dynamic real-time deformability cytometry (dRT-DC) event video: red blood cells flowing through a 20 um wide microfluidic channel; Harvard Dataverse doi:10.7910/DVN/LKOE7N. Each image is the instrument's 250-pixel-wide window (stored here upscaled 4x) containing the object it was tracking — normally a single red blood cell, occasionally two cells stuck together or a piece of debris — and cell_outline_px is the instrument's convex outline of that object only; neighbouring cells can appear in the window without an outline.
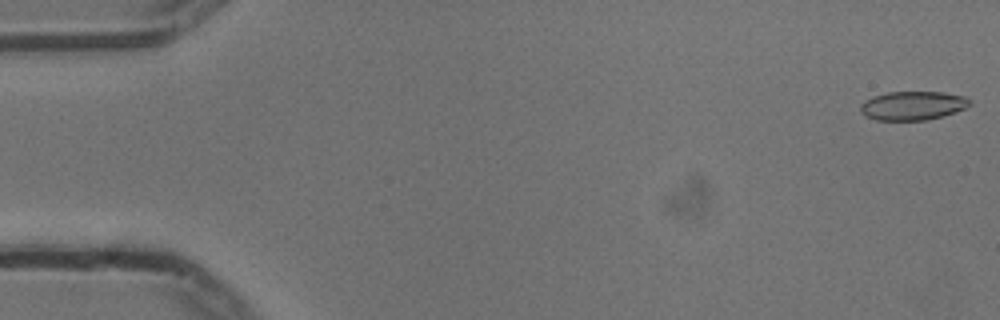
{"species": "common noctule bat (a hibernating species)", "species_latin": "Nyctalus noctula", "temperature_condition": "cold", "stored_images_in_passage": 55, "camera_frame_rate_fps": 3000, "um_per_image_px": 0.085, "animal": {"sex": "male", "body_mass_g": 13.3}, "frame": {"image": 1, "passage_image": 1, "time_ms": 0.0, "image_size_px": [1000, 320], "cell_outline_px": [[972, 104], [964, 108], [940, 116], [924, 120], [876, 120], [864, 116], [860, 112], [860, 104], [864, 100], [872, 96], [888, 92], [944, 92], [964, 96]], "centroid_in_image_um": [77.5, 8.97], "position_along_channel_um": 7.5, "area_um2": 18.26}}
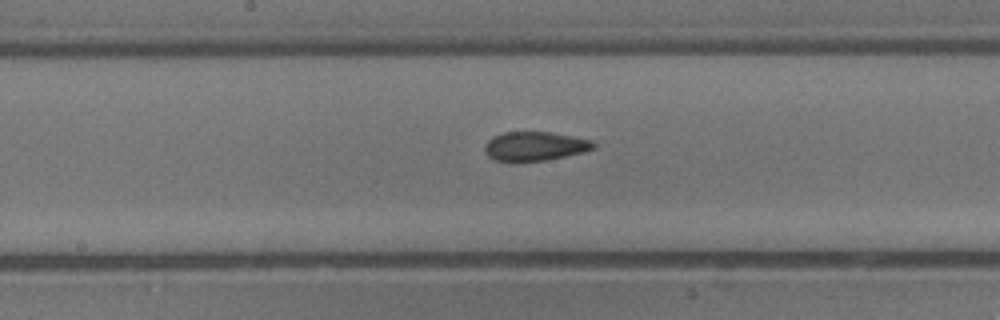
{"frame": {"image": 2, "passage_image": 28, "time_ms": 9.0, "image_size_px": [1000, 320], "cell_outline_px": [[596, 148], [584, 152], [548, 160], [512, 164], [496, 160], [488, 156], [484, 152], [484, 144], [492, 136], [504, 132], [548, 132], [592, 140], [596, 144]], "centroid_in_image_um": [45.41, 12.46], "position_along_channel_um": 202.8, "area_um2": 19.02}}
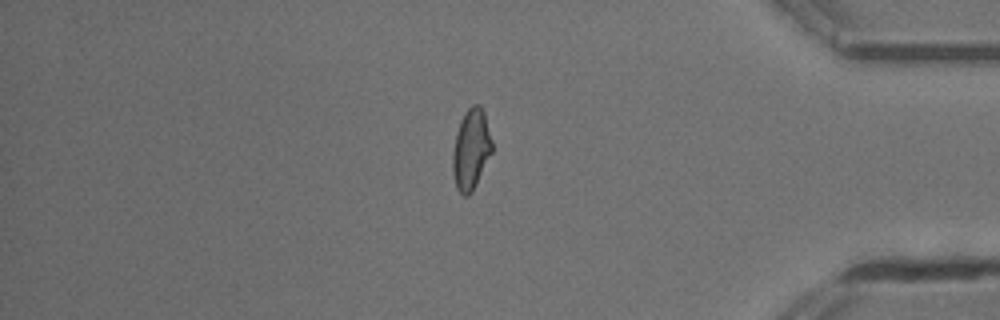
{"frame": {"image": 3, "passage_image": 46, "time_ms": 15.0, "image_size_px": [1000, 320], "cell_outline_px": [[492, 152], [472, 192], [468, 196], [464, 196], [456, 188], [452, 172], [452, 156], [456, 132], [460, 120], [464, 112], [472, 104], [480, 104], [484, 112], [492, 140]], "centroid_in_image_um": [40.03, 12.68], "position_along_channel_um": 395.2, "area_um2": 18.61}, "authors_computed_cell_mechanics": {"area_um2": 18.8428, "velocity_mm_per_s": 3.7373, "shape_relaxation_time_tau1_ms": 8.4937, "shape_relaxation_time_tau2_ms": 2.3859, "deformation_change_tau1": 0.1507, "deformation_change_tau2": 0.0792}}